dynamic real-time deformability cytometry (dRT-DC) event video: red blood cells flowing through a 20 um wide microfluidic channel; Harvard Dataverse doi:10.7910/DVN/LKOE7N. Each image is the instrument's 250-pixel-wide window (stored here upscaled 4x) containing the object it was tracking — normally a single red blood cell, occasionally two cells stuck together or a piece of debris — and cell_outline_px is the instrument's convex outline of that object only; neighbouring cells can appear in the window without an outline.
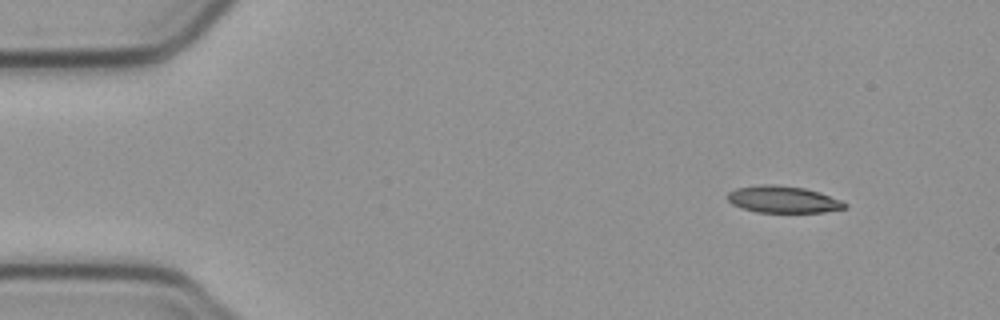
{"species": "common noctule bat (a hibernating species)", "species_latin": "Nyctalus noctula", "temperature_condition": "cold", "stored_images_in_passage": 5, "camera_frame_rate_fps": 3000, "um_per_image_px": 0.085, "animal": {"sex": "male", "body_mass_g": 23.1, "forearm_length_mm": 52.7}, "frame": {"image": 1, "passage_image": 1, "time_ms": 0.0, "image_size_px": [1000, 320], "cell_outline_px": [[848, 208], [824, 212], [756, 212], [740, 208], [732, 204], [728, 200], [728, 192], [736, 188], [760, 184], [776, 184], [804, 188], [820, 192], [840, 200], [848, 204]], "centroid_in_image_um": [66.56, 16.95], "position_along_channel_um": 18.4, "area_um2": 18.5}}
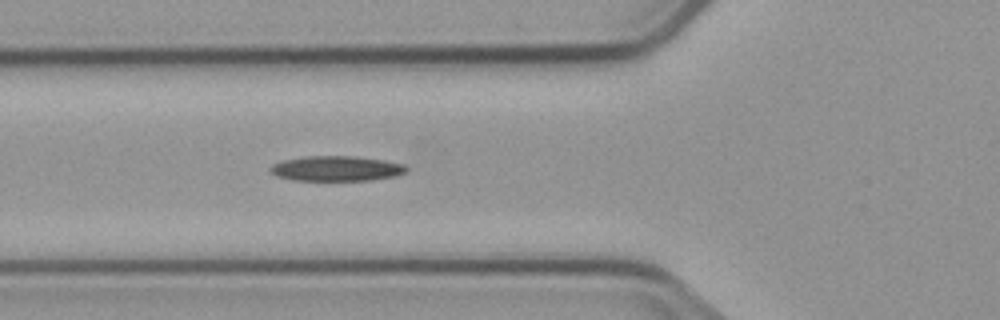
{"frame": {"image": 2, "passage_image": 5, "time_ms": 4.667, "image_size_px": [1000, 320], "cell_outline_px": [[408, 172], [396, 176], [372, 180], [292, 180], [276, 176], [268, 168], [272, 164], [280, 160], [304, 156], [352, 156], [384, 160], [404, 164], [408, 168]], "centroid_in_image_um": [28.59, 14.32], "position_along_channel_um": 97.2, "area_um2": 20.11}}